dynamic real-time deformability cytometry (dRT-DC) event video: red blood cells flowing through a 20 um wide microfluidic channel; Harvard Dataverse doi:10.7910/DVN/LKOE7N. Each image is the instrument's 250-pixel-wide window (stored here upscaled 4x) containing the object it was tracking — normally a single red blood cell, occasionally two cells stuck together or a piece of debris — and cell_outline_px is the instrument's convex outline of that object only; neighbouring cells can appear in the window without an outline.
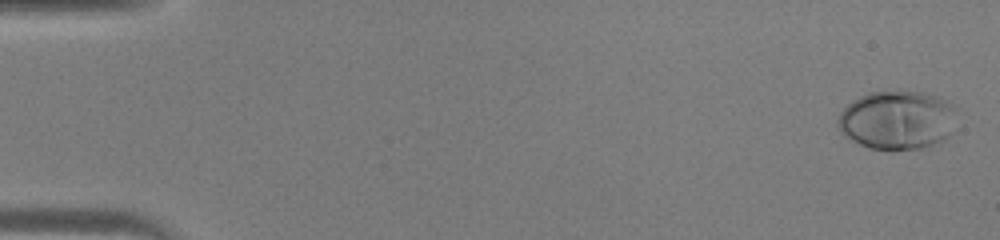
{"species": "human", "species_latin": "Homo sapiens", "temperature_condition": "warm", "stored_images_in_passage": 46, "camera_frame_rate_fps": 3000, "um_per_image_px": 0.085, "donor": {"sex": "male"}, "frame": {"image": 1, "passage_image": 2, "time_ms": 0.333, "image_size_px": [1000, 240], "cell_outline_px": [[956, 108], [948, 136], [944, 140], [920, 148], [868, 148], [844, 136], [840, 132], [836, 124], [836, 120], [840, 112], [852, 100], [868, 92], [920, 92], [936, 96], [948, 100], [956, 104]], "centroid_in_image_um": [76.22, 10.18], "position_along_channel_um": 8.8, "area_um2": 40.34}}
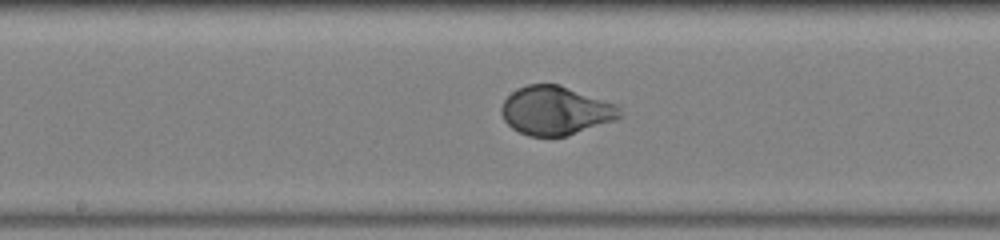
{"frame": {"image": 2, "passage_image": 25, "time_ms": 8.0, "image_size_px": [1000, 240], "cell_outline_px": [[624, 116], [616, 120], [568, 136], [528, 136], [512, 128], [504, 120], [500, 112], [500, 108], [504, 100], [516, 88], [528, 84], [560, 84], [620, 104]], "centroid_in_image_um": [47.29, 9.39], "position_along_channel_um": 200.9, "area_um2": 34.33}}
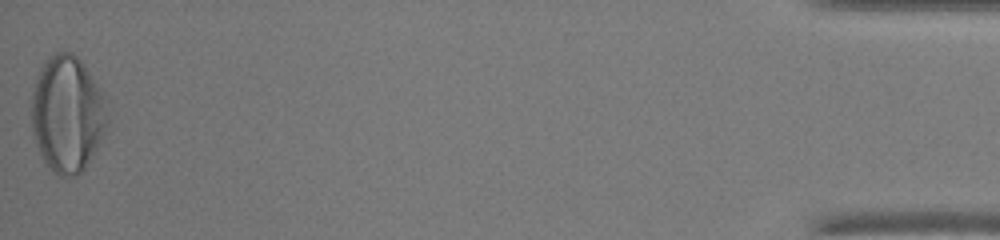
{"frame": {"image": 3, "passage_image": 46, "time_ms": 15.0, "image_size_px": [1000, 240], "cell_outline_px": [[108, 120], [100, 144], [84, 168], [76, 176], [60, 176], [44, 160], [36, 144], [32, 132], [32, 92], [36, 76], [44, 60], [48, 56], [56, 52], [72, 52], [80, 60], [104, 96]], "centroid_in_image_um": [5.71, 9.67], "position_along_channel_um": 429.5, "area_um2": 51.1}}